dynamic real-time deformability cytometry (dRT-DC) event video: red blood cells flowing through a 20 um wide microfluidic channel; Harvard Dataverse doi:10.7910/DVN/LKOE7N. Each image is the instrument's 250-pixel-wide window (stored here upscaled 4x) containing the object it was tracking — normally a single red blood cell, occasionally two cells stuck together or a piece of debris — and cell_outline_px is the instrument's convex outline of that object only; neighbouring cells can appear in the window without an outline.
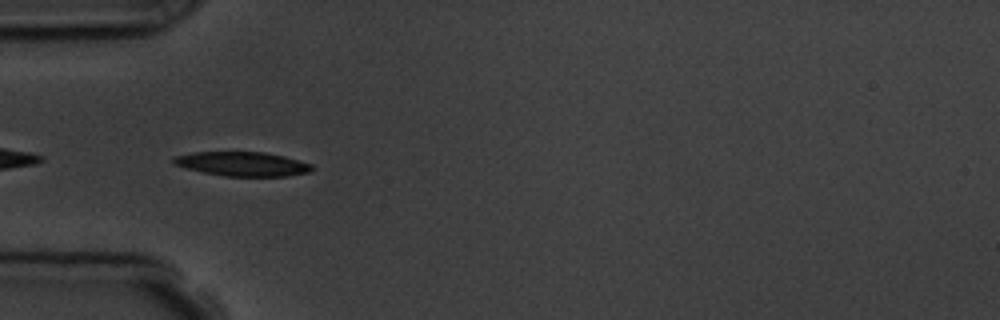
{"species": "common noctule bat (a hibernating species)", "species_latin": "Nyctalus noctula", "temperature_condition": "room temperature", "stored_images_in_passage": 9, "camera_frame_rate_fps": 3000, "um_per_image_px": 0.085, "animal": {"sex": "male", "body_mass_g": 19.5, "forearm_length_mm": 54.6}, "frame": {"image": 1, "passage_image": 4, "time_ms": 4.333, "image_size_px": [1000, 320], "cell_outline_px": [[312, 168], [308, 172], [288, 176], [224, 176], [184, 168], [172, 164], [172, 156], [192, 152], [264, 152], [284, 156], [312, 164]], "centroid_in_image_um": [20.54, 13.93], "position_along_channel_um": 64.5, "area_um2": 19.59}}
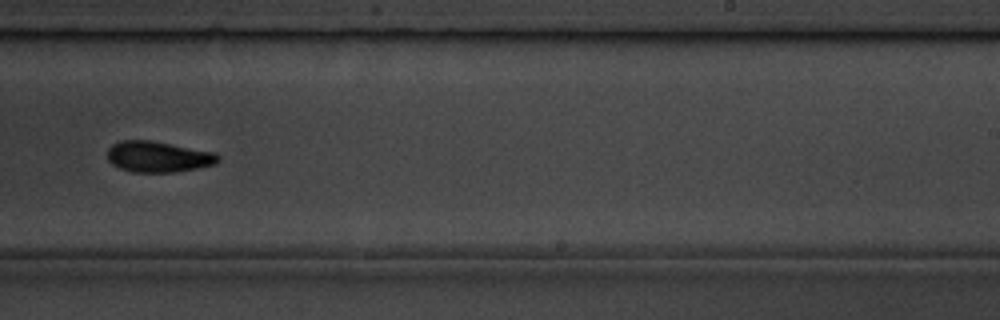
{"frame": {"image": 2, "passage_image": 9, "time_ms": 10.0, "image_size_px": [1000, 320], "cell_outline_px": [[220, 160], [216, 164], [176, 172], [132, 172], [120, 168], [112, 164], [108, 160], [108, 148], [112, 144], [120, 140], [152, 140], [216, 152], [220, 156]], "centroid_in_image_um": [13.46, 13.31], "position_along_channel_um": 275.5, "area_um2": 20.17}}